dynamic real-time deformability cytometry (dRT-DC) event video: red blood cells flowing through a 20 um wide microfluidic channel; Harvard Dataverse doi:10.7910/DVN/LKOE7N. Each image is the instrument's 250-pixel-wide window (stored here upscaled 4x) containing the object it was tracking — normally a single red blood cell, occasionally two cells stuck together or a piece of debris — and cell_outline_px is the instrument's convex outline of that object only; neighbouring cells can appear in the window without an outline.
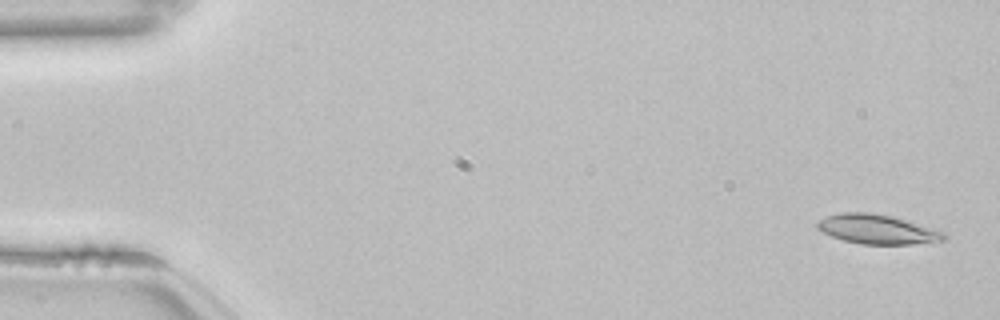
{"species": "common noctule bat (a hibernating species)", "species_latin": "Nyctalus noctula", "temperature_condition": "room temperature", "stored_images_in_passage": 53, "camera_frame_rate_fps": 3000, "um_per_image_px": 0.085, "animal": {"sex": "female", "body_mass_g": 22.7, "forearm_length_mm": 54.2}, "frame": {"image": 1, "passage_image": 2, "time_ms": 0.333, "image_size_px": [1000, 320], "cell_outline_px": [[944, 240], [932, 244], [860, 244], [844, 240], [832, 236], [816, 228], [816, 224], [820, 220], [828, 216], [844, 212], [872, 212], [892, 216], [944, 232]], "centroid_in_image_um": [74.59, 19.5], "position_along_channel_um": 10.4, "area_um2": 21.62}}
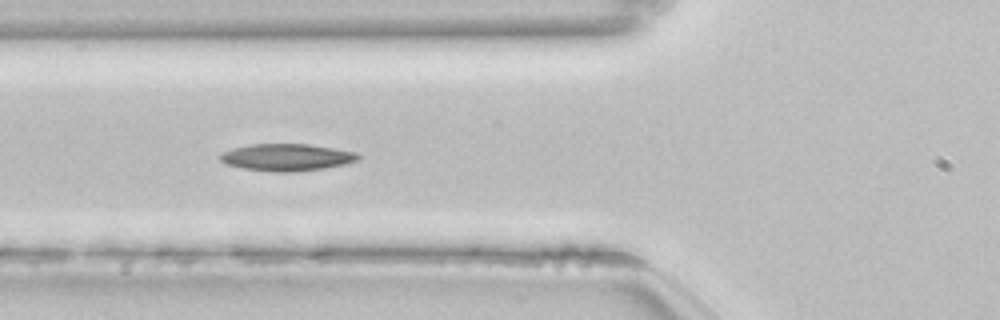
{"frame": {"image": 2, "passage_image": 20, "time_ms": 6.333, "image_size_px": [1000, 320], "cell_outline_px": [[360, 156], [356, 160], [344, 164], [324, 168], [292, 172], [272, 172], [244, 168], [228, 164], [220, 160], [220, 156], [224, 152], [236, 148], [252, 144], [308, 144], [356, 152]], "centroid_in_image_um": [24.39, 13.37], "position_along_channel_um": 101.4, "area_um2": 21.33}}
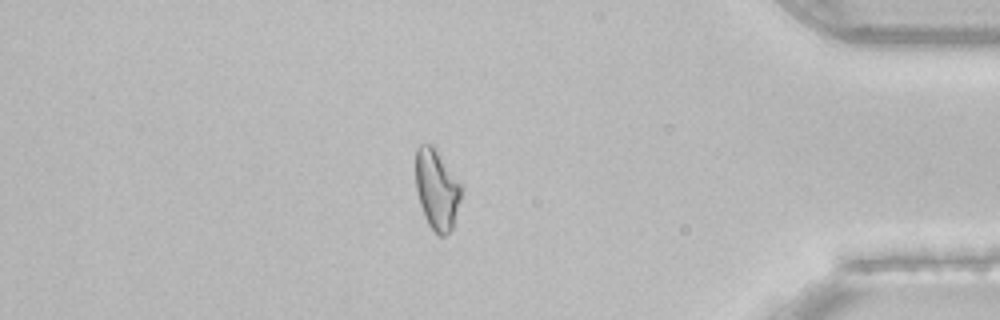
{"frame": {"image": 3, "passage_image": 46, "time_ms": 15.0, "image_size_px": [1000, 320], "cell_outline_px": [[464, 188], [452, 228], [444, 236], [440, 236], [428, 224], [424, 216], [420, 204], [416, 188], [416, 148], [420, 144], [432, 144]], "centroid_in_image_um": [37.14, 16.1], "position_along_channel_um": 398.1, "area_um2": 21.21}, "authors_computed_cell_mechanics": {"area_um2": 20.9236, "velocity_mm_per_s": 3.8348, "shape_relaxation_time_tau1_ms": null, "shape_relaxation_time_tau2_ms": 5.9777, "deformation_change_tau1": null, "deformation_change_tau2": 0.1461}}